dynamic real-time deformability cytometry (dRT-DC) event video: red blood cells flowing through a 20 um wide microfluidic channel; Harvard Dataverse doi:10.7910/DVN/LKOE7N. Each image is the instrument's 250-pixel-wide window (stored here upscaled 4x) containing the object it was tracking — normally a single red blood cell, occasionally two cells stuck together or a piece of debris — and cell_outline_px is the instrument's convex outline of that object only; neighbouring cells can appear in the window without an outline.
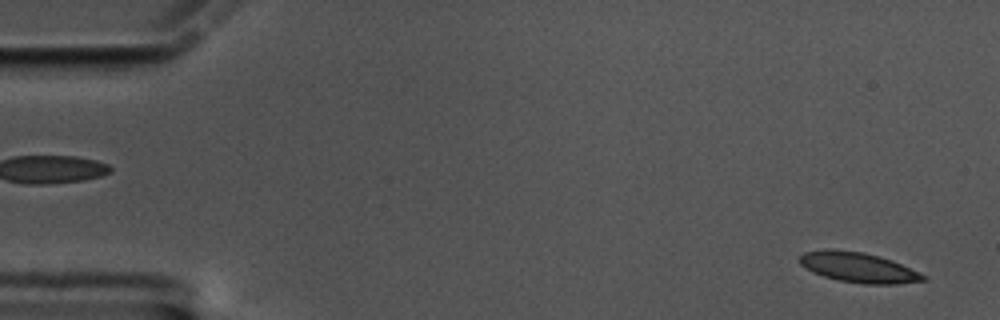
{"species": "common noctule bat (a hibernating species)", "species_latin": "Nyctalus noctula", "temperature_condition": "cold", "stored_images_in_passage": 58, "camera_frame_rate_fps": 3000, "um_per_image_px": 0.085, "animal": {"sex": "male", "body_mass_g": 17.5, "forearm_length_mm": 52.3}, "frame": {"image": 1, "passage_image": 2, "time_ms": 0.333, "image_size_px": [1000, 320], "cell_outline_px": [[928, 280], [896, 284], [864, 284], [840, 280], [824, 276], [812, 272], [800, 264], [800, 256], [804, 252], [864, 252], [892, 260], [920, 272], [928, 276]], "centroid_in_image_um": [73.08, 22.78], "position_along_channel_um": 11.9, "area_um2": 20.87}}
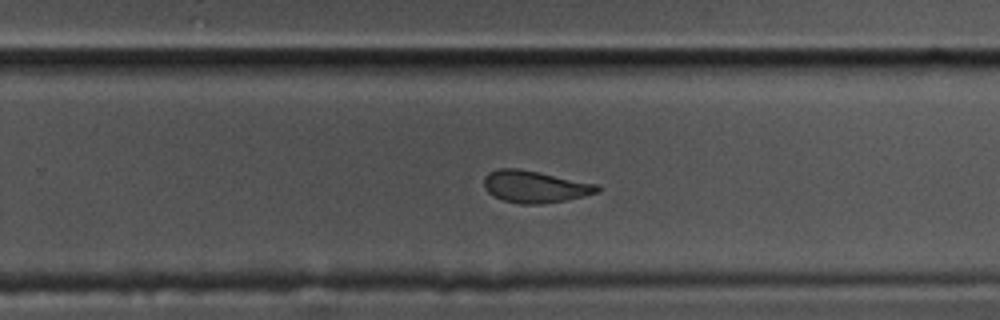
{"frame": {"image": 2, "passage_image": 37, "time_ms": 12.0, "image_size_px": [1000, 320], "cell_outline_px": [[600, 192], [584, 196], [564, 200], [540, 204], [520, 204], [504, 200], [492, 196], [484, 188], [484, 176], [488, 172], [500, 168], [516, 168], [600, 184]], "centroid_in_image_um": [45.46, 15.86], "position_along_channel_um": 284.3, "area_um2": 21.15}}
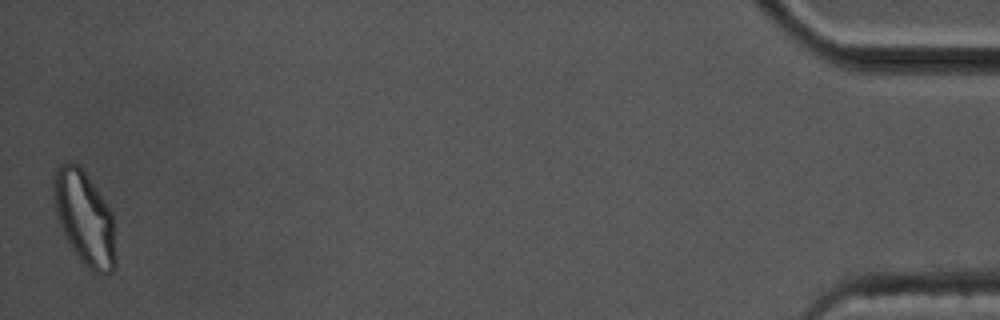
{"frame": {"image": 3, "passage_image": 58, "time_ms": 19.0, "image_size_px": [1000, 320], "cell_outline_px": [[116, 268], [108, 276], [100, 276], [88, 268], [80, 260], [68, 244], [56, 216], [52, 196], [52, 180], [56, 168], [60, 164], [68, 160], [80, 164], [112, 212], [116, 256]], "centroid_in_image_um": [7.17, 18.54], "position_along_channel_um": 428.0, "area_um2": 34.8}, "authors_computed_cell_mechanics": {"area_um2": 21.7328, "velocity_mm_per_s": 3.3676, "shape_relaxation_time_tau1_ms": 9.3655, "shape_relaxation_time_tau2_ms": 2.4815, "deformation_change_tau1": 0.1687, "deformation_change_tau2": 0.0734}}